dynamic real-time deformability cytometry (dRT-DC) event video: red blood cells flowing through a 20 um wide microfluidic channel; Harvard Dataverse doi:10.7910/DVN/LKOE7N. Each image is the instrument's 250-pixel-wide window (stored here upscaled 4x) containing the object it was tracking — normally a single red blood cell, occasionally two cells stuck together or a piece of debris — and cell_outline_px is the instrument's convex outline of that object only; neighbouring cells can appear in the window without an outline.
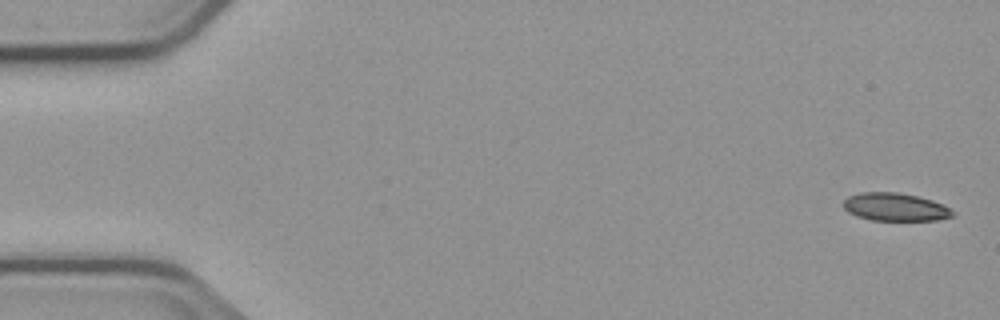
{"species": "common noctule bat (a hibernating species)", "species_latin": "Nyctalus noctula", "temperature_condition": "cold", "stored_images_in_passage": 4, "camera_frame_rate_fps": 3000, "um_per_image_px": 0.085, "animal": {"sex": "male", "body_mass_g": 23.1, "forearm_length_mm": 52.7}, "frame": {"image": 1, "passage_image": 1, "time_ms": 0.0, "image_size_px": [1000, 320], "cell_outline_px": [[956, 216], [936, 220], [872, 220], [856, 216], [848, 212], [844, 208], [844, 200], [848, 196], [860, 192], [896, 192], [916, 196], [932, 200], [956, 212]], "centroid_in_image_um": [76.09, 17.6], "position_along_channel_um": 8.9, "area_um2": 17.74}}
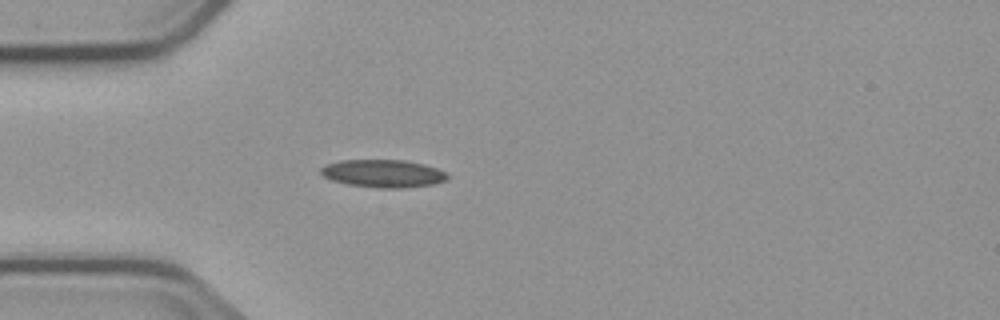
{"frame": {"image": 2, "passage_image": 4, "time_ms": 4.667, "image_size_px": [1000, 320], "cell_outline_px": [[448, 176], [444, 180], [432, 184], [404, 188], [380, 188], [348, 184], [332, 180], [324, 176], [320, 172], [320, 168], [328, 164], [340, 160], [404, 160], [424, 164], [436, 168], [444, 172]], "centroid_in_image_um": [32.54, 14.74], "position_along_channel_um": 52.5, "area_um2": 20.23}}